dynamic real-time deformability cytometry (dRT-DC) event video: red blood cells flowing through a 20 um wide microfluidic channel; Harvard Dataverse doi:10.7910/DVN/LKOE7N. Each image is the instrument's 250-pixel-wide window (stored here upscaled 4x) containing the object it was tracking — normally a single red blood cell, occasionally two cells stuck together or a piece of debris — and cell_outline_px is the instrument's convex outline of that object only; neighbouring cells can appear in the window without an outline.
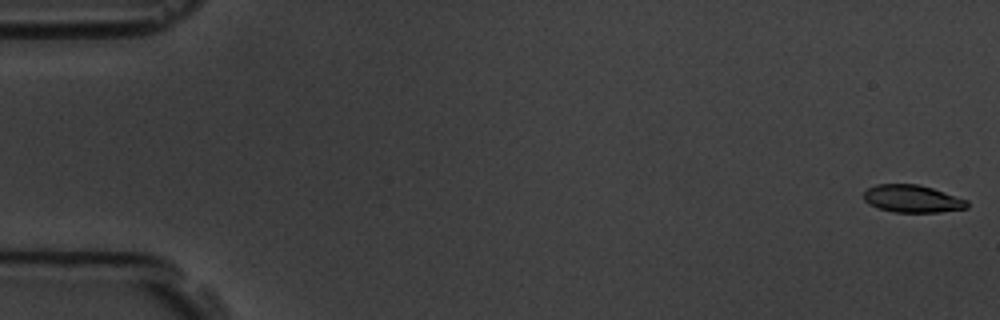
{"species": "common noctule bat (a hibernating species)", "species_latin": "Nyctalus noctula", "temperature_condition": "room temperature", "stored_images_in_passage": 6, "camera_frame_rate_fps": 3000, "um_per_image_px": 0.085, "animal": {"sex": "male", "body_mass_g": 19.5, "forearm_length_mm": 54.6}, "frame": {"image": 1, "passage_image": 1, "time_ms": 0.0, "image_size_px": [1000, 320], "cell_outline_px": [[968, 208], [940, 212], [896, 212], [880, 208], [868, 204], [864, 200], [864, 192], [868, 188], [876, 184], [916, 184], [932, 188], [968, 200]], "centroid_in_image_um": [77.55, 16.89], "position_along_channel_um": 7.4, "area_um2": 16.47}}
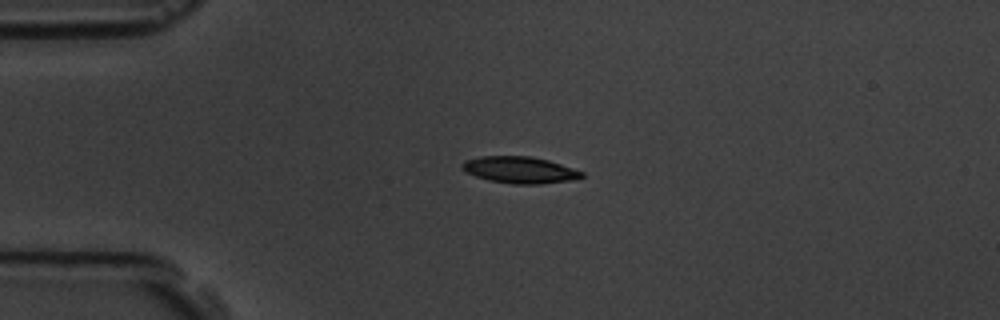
{"frame": {"image": 2, "passage_image": 5, "time_ms": 4.333, "image_size_px": [1000, 320], "cell_outline_px": [[584, 176], [568, 180], [540, 184], [512, 184], [488, 180], [464, 172], [460, 168], [460, 164], [464, 160], [480, 156], [532, 156], [548, 160], [584, 172]], "centroid_in_image_um": [44.1, 14.43], "position_along_channel_um": 40.9, "area_um2": 18.61}}